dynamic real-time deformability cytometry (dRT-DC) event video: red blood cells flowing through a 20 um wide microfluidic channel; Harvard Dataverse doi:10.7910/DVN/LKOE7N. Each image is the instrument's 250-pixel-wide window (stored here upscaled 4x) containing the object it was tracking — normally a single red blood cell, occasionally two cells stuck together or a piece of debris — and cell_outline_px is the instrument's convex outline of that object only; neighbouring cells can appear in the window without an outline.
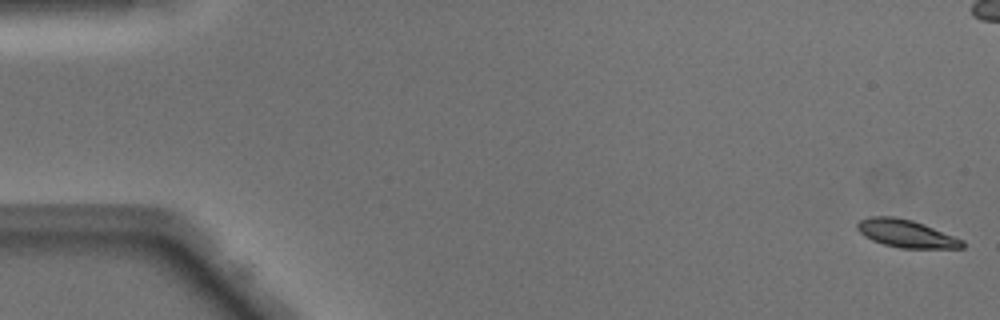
{"species": "Egyptian fruit bat (a non-hibernating species)", "species_latin": "Rousettus aegyptiacus", "temperature_condition": "warm", "stored_images_in_passage": 51, "camera_frame_rate_fps": 3000, "um_per_image_px": 0.085, "animal": {"sex": "male"}, "frame": {"image": 1, "passage_image": 1, "time_ms": 0.0, "image_size_px": [1000, 320], "cell_outline_px": [[964, 248], [900, 248], [884, 244], [872, 240], [864, 236], [856, 228], [856, 224], [860, 220], [868, 216], [896, 216], [912, 220], [924, 224], [964, 240]], "centroid_in_image_um": [77.01, 19.84], "position_along_channel_um": 8.0, "area_um2": 17.05}}
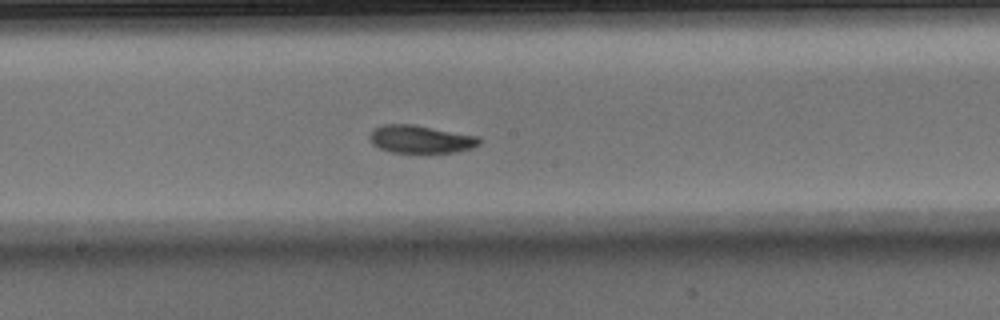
{"frame": {"image": 2, "passage_image": 27, "time_ms": 8.667, "image_size_px": [1000, 320], "cell_outline_px": [[484, 140], [480, 144], [472, 148], [456, 152], [392, 152], [380, 148], [372, 144], [368, 136], [372, 128], [384, 124], [412, 124], [480, 136]], "centroid_in_image_um": [35.77, 11.82], "position_along_channel_um": 212.4, "area_um2": 17.98}}
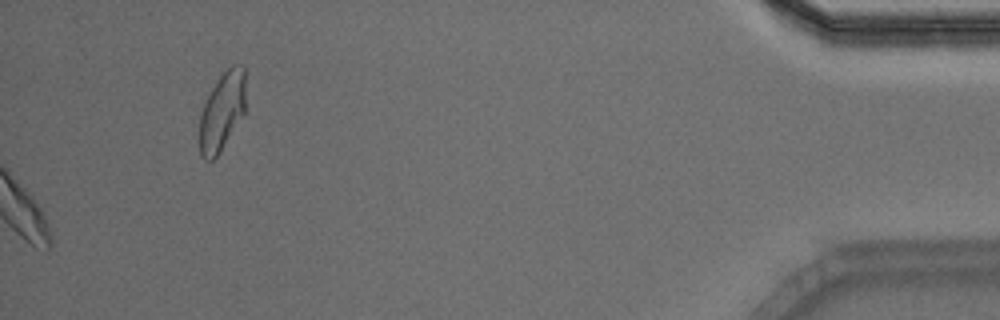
{"frame": {"image": 3, "passage_image": 51, "time_ms": 16.667, "image_size_px": [1000, 320], "cell_outline_px": [[244, 112], [220, 152], [212, 160], [204, 160], [200, 156], [200, 112], [212, 88], [220, 76], [232, 64], [244, 64]], "centroid_in_image_um": [18.86, 9.47], "position_along_channel_um": 416.3, "area_um2": 20.69}, "authors_computed_cell_mechanics": {"area_um2": 17.918, "velocity_mm_per_s": 4.0557, "shape_relaxation_time_tau1_ms": 1.8546, "shape_relaxation_time_tau2_ms": 10.5788, "deformation_change_tau1": 0.1155, "deformation_change_tau2": 0.1411}}